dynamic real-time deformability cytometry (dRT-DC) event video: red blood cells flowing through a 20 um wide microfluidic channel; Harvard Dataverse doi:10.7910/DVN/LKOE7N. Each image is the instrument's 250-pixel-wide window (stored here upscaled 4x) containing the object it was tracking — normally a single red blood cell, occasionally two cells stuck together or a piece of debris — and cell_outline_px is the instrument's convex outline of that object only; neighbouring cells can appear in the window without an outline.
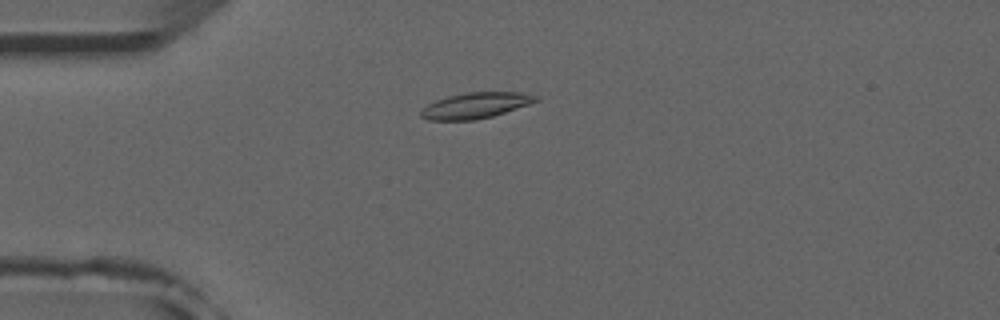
{"species": "common noctule bat (a hibernating species)", "species_latin": "Nyctalus noctula", "temperature_condition": "room temperature", "stored_images_in_passage": 48, "camera_frame_rate_fps": 3000, "um_per_image_px": 0.085, "animal": {"sex": "male", "forearm_length_mm": 52.5}, "frame": {"image": 1, "passage_image": 9, "time_ms": 2.667, "image_size_px": [1000, 320], "cell_outline_px": [[540, 100], [492, 116], [476, 120], [428, 120], [420, 116], [420, 112], [428, 104], [436, 100], [448, 96], [468, 92], [520, 92], [540, 96]], "centroid_in_image_um": [40.43, 8.96], "position_along_channel_um": 44.6, "area_um2": 17.17}}
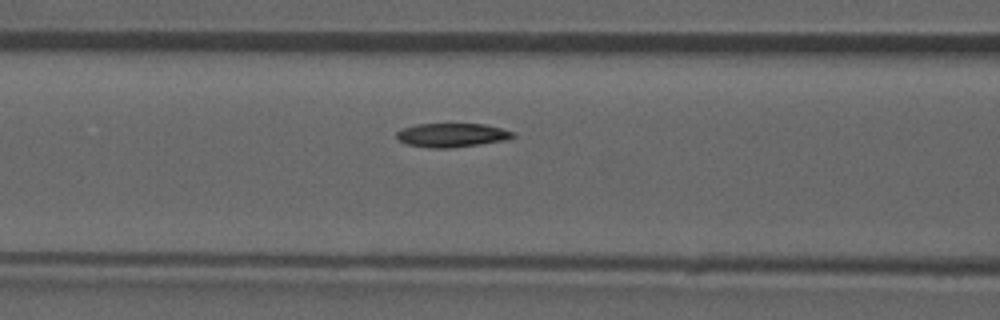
{"frame": {"image": 2, "passage_image": 17, "time_ms": 5.333, "image_size_px": [1000, 320], "cell_outline_px": [[516, 136], [508, 140], [452, 148], [428, 148], [408, 144], [400, 140], [396, 136], [396, 132], [404, 128], [416, 124], [484, 124], [516, 132]], "centroid_in_image_um": [38.46, 11.49], "position_along_channel_um": 128.1, "area_um2": 16.24}}
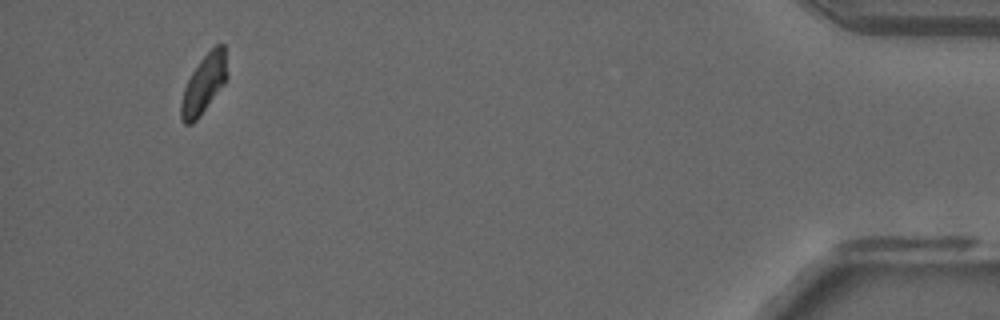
{"frame": {"image": 3, "passage_image": 45, "time_ms": 14.667, "image_size_px": [1000, 320], "cell_outline_px": [[228, 76], [224, 84], [196, 120], [192, 124], [184, 124], [180, 120], [180, 104], [184, 88], [192, 72], [200, 60], [216, 44], [224, 44], [228, 72]], "centroid_in_image_um": [17.33, 7.15], "position_along_channel_um": 417.9, "area_um2": 15.72}, "authors_computed_cell_mechanics": {"area_um2": 16.6464, "velocity_mm_per_s": 3.9013, "shape_relaxation_time_tau1_ms": 8.8998, "shape_relaxation_time_tau2_ms": null, "deformation_change_tau1": 0.1684, "deformation_change_tau2": null}}